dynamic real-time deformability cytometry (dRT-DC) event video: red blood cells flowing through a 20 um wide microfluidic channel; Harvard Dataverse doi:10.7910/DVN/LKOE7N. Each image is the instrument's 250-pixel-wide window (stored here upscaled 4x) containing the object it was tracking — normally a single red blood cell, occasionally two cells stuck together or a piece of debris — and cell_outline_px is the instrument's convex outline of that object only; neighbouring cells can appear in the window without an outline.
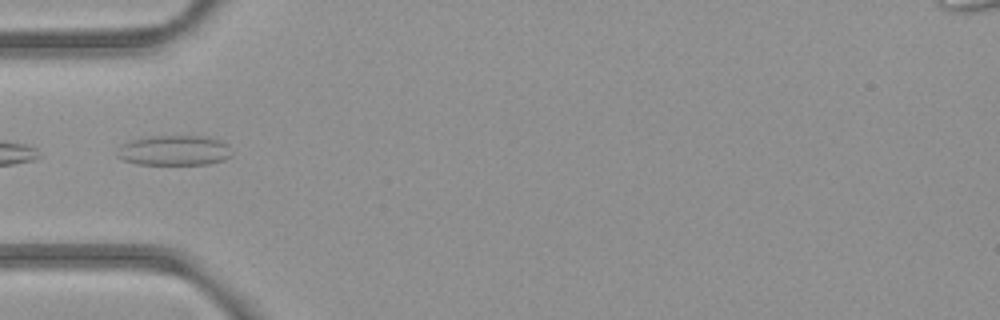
{"species": "common noctule bat (a hibernating species)", "species_latin": "Nyctalus noctula", "temperature_condition": "room temperature", "stored_images_in_passage": 5, "camera_frame_rate_fps": 3000, "um_per_image_px": 0.085, "animal": {"sex": "female", "body_mass_g": 21.9}, "frame": {"image": 1, "passage_image": 4, "time_ms": 3.667, "image_size_px": [1000, 320], "cell_outline_px": [[232, 156], [224, 160], [208, 164], [136, 164], [124, 160], [116, 156], [120, 148], [124, 144], [132, 140], [152, 136], [204, 136], [220, 140], [228, 144], [232, 152]], "centroid_in_image_um": [14.87, 12.79], "position_along_channel_um": 70.1, "area_um2": 20.06}}